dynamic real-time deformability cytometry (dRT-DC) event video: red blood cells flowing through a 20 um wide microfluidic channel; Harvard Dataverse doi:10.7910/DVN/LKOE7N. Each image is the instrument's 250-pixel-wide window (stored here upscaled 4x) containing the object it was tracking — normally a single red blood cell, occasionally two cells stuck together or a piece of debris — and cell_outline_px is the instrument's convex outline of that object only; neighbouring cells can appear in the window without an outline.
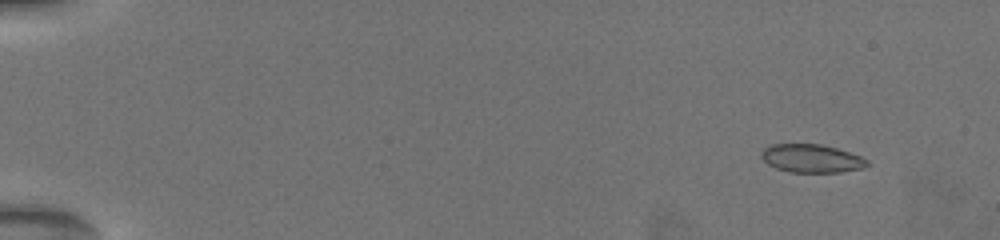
{"species": "common noctule bat (a hibernating species)", "species_latin": "Nyctalus noctula", "temperature_condition": "warm", "stored_images_in_passage": 55, "camera_frame_rate_fps": 3000, "um_per_image_px": 0.085, "animal": {"sex": "female", "body_mass_g": 19.5, "forearm_length_mm": 54.1}, "frame": {"image": 1, "passage_image": 4, "time_ms": 1.667, "image_size_px": [1000, 240], "cell_outline_px": [[872, 164], [864, 168], [840, 172], [792, 172], [776, 168], [768, 164], [760, 156], [760, 152], [764, 148], [772, 144], [820, 144], [836, 148], [860, 156], [868, 160]], "centroid_in_image_um": [69.0, 13.47], "position_along_channel_um": 16.0, "area_um2": 17.46}}
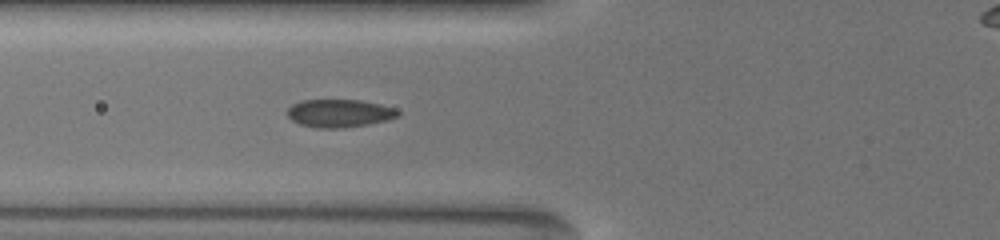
{"frame": {"image": 2, "passage_image": 23, "time_ms": 8.0, "image_size_px": [1000, 240], "cell_outline_px": [[400, 116], [388, 120], [368, 124], [344, 128], [316, 128], [300, 124], [292, 120], [288, 116], [288, 108], [292, 104], [300, 100], [360, 100], [380, 104], [396, 108], [400, 112]], "centroid_in_image_um": [28.87, 9.63], "position_along_channel_um": 96.9, "area_um2": 18.15}}
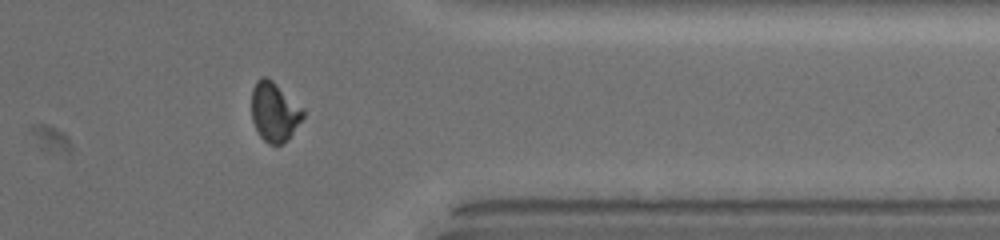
{"frame": {"image": 3, "passage_image": 47, "time_ms": 16.0, "image_size_px": [1000, 240], "cell_outline_px": [[304, 116], [288, 140], [280, 144], [268, 144], [260, 136], [252, 120], [252, 88], [256, 80], [260, 76], [268, 76], [304, 108]], "centroid_in_image_um": [23.32, 9.47], "position_along_channel_um": 388.1, "area_um2": 17.98}}